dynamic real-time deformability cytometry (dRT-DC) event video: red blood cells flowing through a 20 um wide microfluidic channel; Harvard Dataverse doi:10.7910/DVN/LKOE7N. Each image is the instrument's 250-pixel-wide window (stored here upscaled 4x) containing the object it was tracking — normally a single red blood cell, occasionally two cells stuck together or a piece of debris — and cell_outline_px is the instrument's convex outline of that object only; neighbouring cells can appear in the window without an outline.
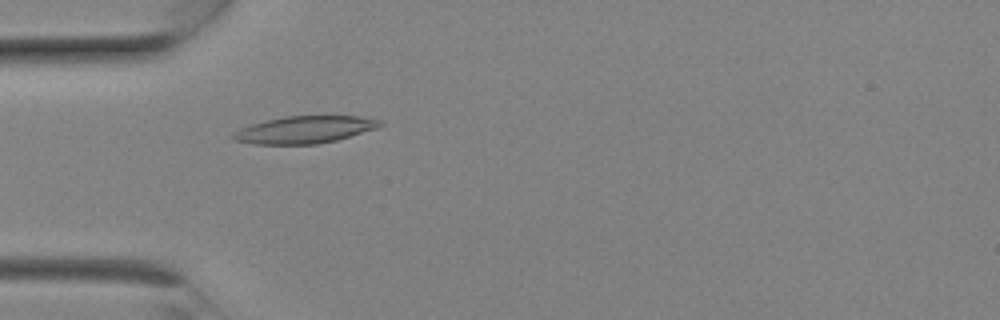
{"species": "Egyptian fruit bat (a non-hibernating species)", "species_latin": "Rousettus aegyptiacus", "temperature_condition": "room temperature", "stored_images_in_passage": 2, "camera_frame_rate_fps": 3000, "um_per_image_px": 0.085, "animal": {"sex": "female"}, "frame": {"image": 1, "passage_image": 2, "time_ms": 0.333, "image_size_px": [1000, 320], "cell_outline_px": [[384, 124], [376, 128], [336, 140], [316, 144], [252, 144], [232, 140], [228, 136], [232, 132], [240, 128], [252, 124], [284, 116], [360, 116], [380, 120]], "centroid_in_image_um": [25.82, 11.03], "position_along_channel_um": 59.2, "area_um2": 23.29}}